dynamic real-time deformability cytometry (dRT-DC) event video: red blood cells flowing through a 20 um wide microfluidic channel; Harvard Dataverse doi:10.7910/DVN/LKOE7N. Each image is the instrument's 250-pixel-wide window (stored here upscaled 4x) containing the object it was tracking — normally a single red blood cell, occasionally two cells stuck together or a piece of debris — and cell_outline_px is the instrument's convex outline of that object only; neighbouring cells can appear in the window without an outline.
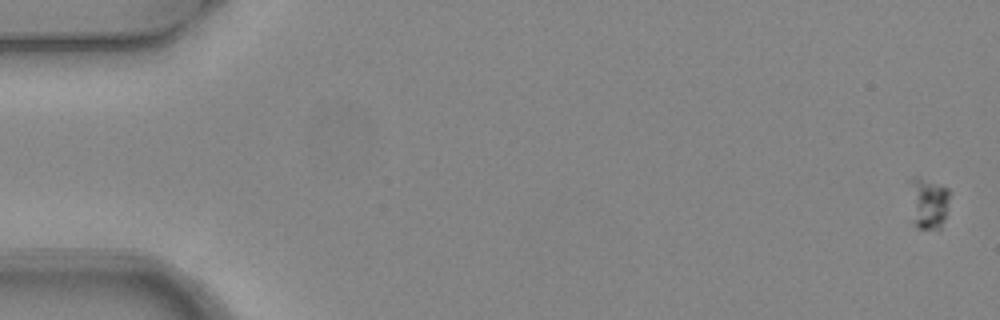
{"species": "common noctule bat (a hibernating species)", "species_latin": "Nyctalus noctula", "temperature_condition": "warm", "stored_images_in_passage": 6, "camera_frame_rate_fps": 3000, "um_per_image_px": 0.085, "animal": {"sex": "female", "body_mass_g": 24.6, "forearm_length_mm": 56.2}, "frame": {"image": 1, "passage_image": 1, "time_ms": 0.0, "image_size_px": [1000, 320], "cell_outline_px": [[948, 196], [944, 216], [940, 228], [920, 228], [916, 224], [908, 180], [912, 176], [916, 176], [948, 188]], "centroid_in_image_um": [78.88, 17.19], "position_along_channel_um": 6.1, "area_um2": 11.21}}